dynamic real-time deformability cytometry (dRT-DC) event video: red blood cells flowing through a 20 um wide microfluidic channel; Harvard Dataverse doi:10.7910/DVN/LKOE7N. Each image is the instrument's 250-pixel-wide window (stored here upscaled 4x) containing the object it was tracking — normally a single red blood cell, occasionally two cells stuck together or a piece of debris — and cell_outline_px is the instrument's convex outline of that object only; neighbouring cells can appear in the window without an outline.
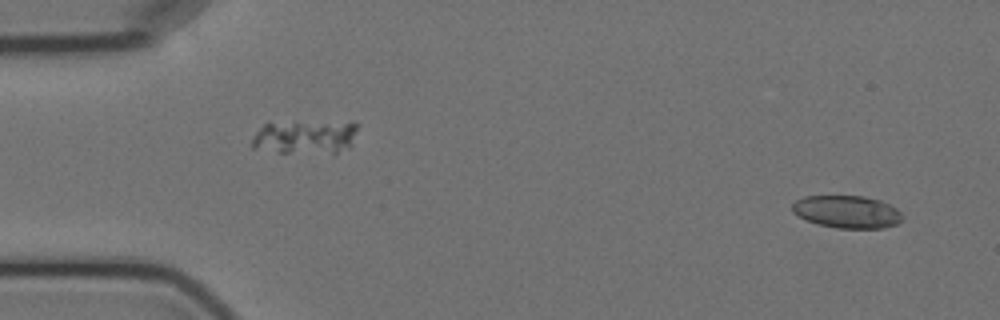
{"species": "Egyptian fruit bat (a non-hibernating species)", "species_latin": "Rousettus aegyptiacus", "temperature_condition": "cold", "stored_images_in_passage": 5, "camera_frame_rate_fps": 3000, "um_per_image_px": 0.085, "animal": {"sex": "female"}, "frame": {"image": 1, "passage_image": 1, "time_ms": 0.0, "image_size_px": [1000, 320], "cell_outline_px": [[904, 216], [896, 224], [884, 228], [836, 228], [820, 224], [808, 220], [792, 212], [792, 204], [796, 200], [804, 196], [864, 196], [880, 200], [896, 208]], "centroid_in_image_um": [72.0, 17.99], "position_along_channel_um": 13.0, "area_um2": 20.75}}
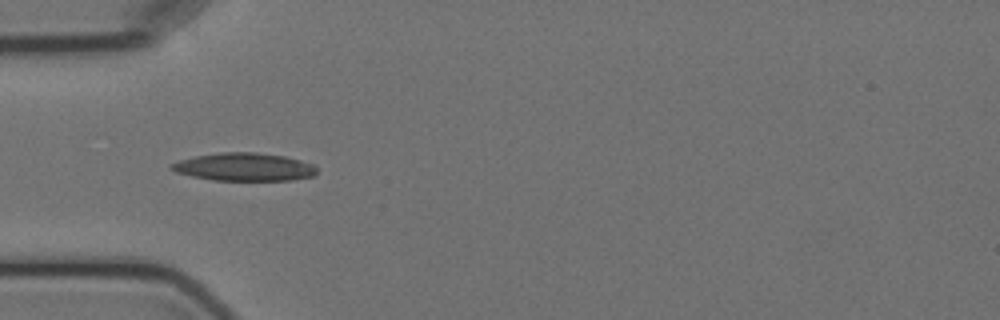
{"frame": {"image": 2, "passage_image": 4, "time_ms": 4.667, "image_size_px": [1000, 320], "cell_outline_px": [[316, 172], [312, 176], [292, 180], [212, 180], [192, 176], [176, 172], [168, 168], [172, 164], [180, 160], [196, 156], [220, 152], [256, 152], [284, 156], [300, 160], [312, 164], [316, 168]], "centroid_in_image_um": [20.74, 14.19], "position_along_channel_um": 64.3, "area_um2": 23.52}}
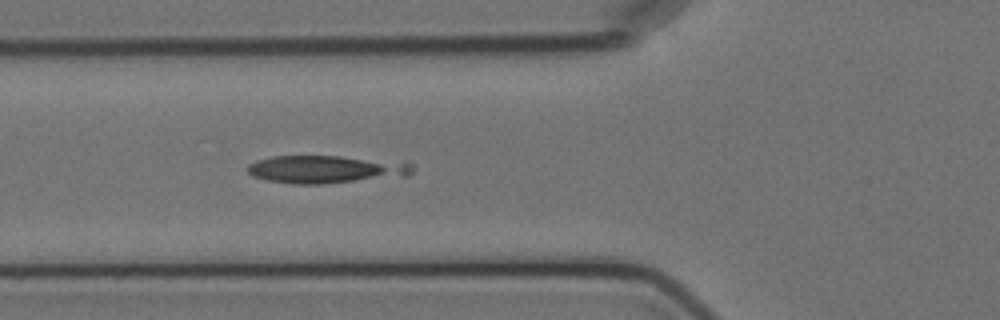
{"frame": {"image": 3, "passage_image": 5, "time_ms": 5.667, "image_size_px": [1000, 320], "cell_outline_px": [[412, 172], [408, 176], [324, 184], [292, 184], [268, 180], [252, 176], [248, 172], [248, 164], [256, 160], [272, 156], [340, 156], [412, 164]], "centroid_in_image_um": [27.63, 14.4], "position_along_channel_um": 98.2, "area_um2": 26.47}}